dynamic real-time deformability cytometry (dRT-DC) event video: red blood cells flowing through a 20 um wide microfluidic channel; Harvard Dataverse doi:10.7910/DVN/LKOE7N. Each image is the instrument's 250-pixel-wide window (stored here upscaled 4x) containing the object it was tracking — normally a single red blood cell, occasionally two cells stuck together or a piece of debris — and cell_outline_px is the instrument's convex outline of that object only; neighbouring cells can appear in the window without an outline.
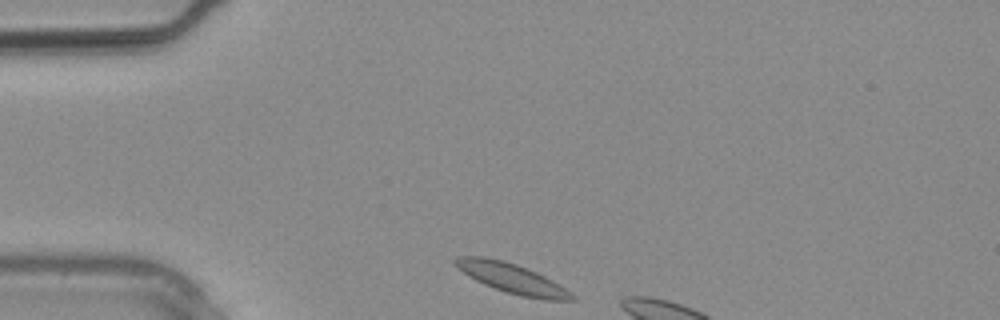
{"species": "common noctule bat (a hibernating species)", "species_latin": "Nyctalus noctula", "temperature_condition": "warm", "stored_images_in_passage": 5, "camera_frame_rate_fps": 3000, "um_per_image_px": 0.085, "animal": {"sex": "male", "body_mass_g": 20.4}, "frame": {"image": 1, "passage_image": 1, "time_ms": 0.0, "image_size_px": [1000, 320], "cell_outline_px": [[576, 300], [544, 300], [520, 296], [484, 284], [468, 276], [456, 268], [452, 260], [460, 256], [484, 256], [504, 260], [516, 264], [536, 272], [560, 284], [572, 292], [576, 296]], "centroid_in_image_um": [43.52, 23.65], "position_along_channel_um": 41.5, "area_um2": 20.35}}
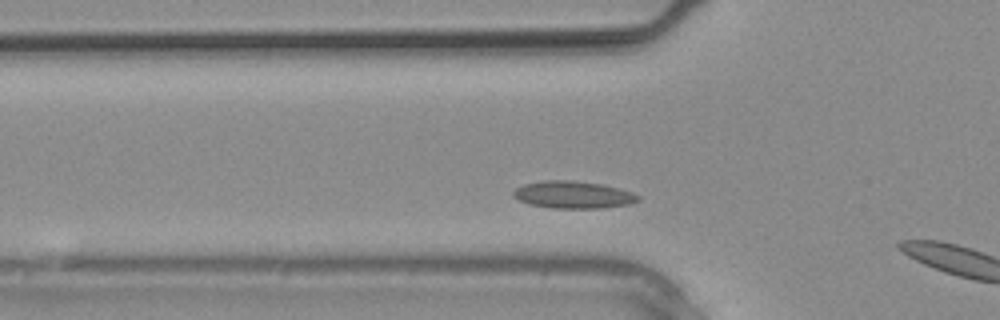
{"frame": {"image": 2, "passage_image": 4, "time_ms": 1.0, "image_size_px": [1000, 320], "cell_outline_px": [[640, 200], [628, 204], [600, 208], [552, 208], [532, 204], [520, 200], [512, 196], [512, 192], [516, 188], [524, 184], [544, 180], [572, 180], [604, 184], [632, 192], [640, 196]], "centroid_in_image_um": [48.73, 16.54], "position_along_channel_um": 77.1, "area_um2": 19.77}}